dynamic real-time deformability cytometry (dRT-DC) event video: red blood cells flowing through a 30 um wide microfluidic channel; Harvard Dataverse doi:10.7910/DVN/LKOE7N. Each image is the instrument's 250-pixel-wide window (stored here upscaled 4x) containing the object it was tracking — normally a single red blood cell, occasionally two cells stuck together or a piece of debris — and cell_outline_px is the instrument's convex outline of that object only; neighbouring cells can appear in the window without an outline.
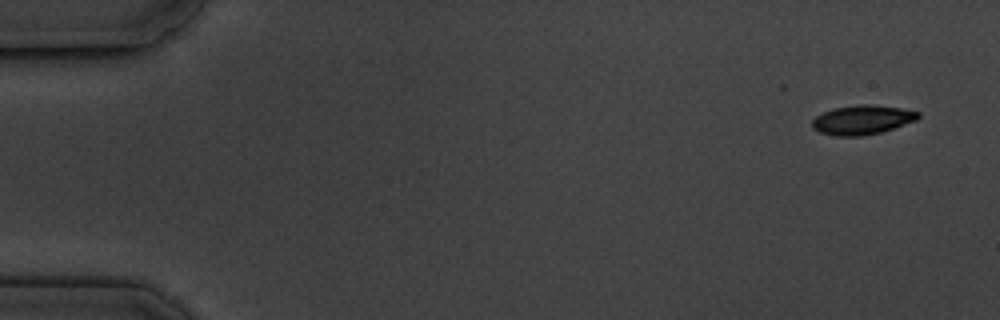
{"species": "common noctule bat (a hibernating species)", "species_latin": "Nyctalus noctula", "temperature_condition": "cold", "stored_images_in_passage": 5, "camera_frame_rate_fps": 3000, "um_per_image_px": 0.085, "animal": {"sex": "male", "body_mass_g": 19.5, "forearm_length_mm": 54.6}, "frame": {"image": 1, "passage_image": 1, "time_ms": 0.0, "image_size_px": [1000, 320], "cell_outline_px": [[920, 116], [916, 120], [880, 132], [860, 136], [836, 136], [820, 132], [812, 128], [812, 120], [816, 116], [824, 112], [836, 108], [860, 104], [872, 104], [900, 108], [920, 112]], "centroid_in_image_um": [73.28, 10.18], "position_along_channel_um": 11.7, "area_um2": 17.86}}
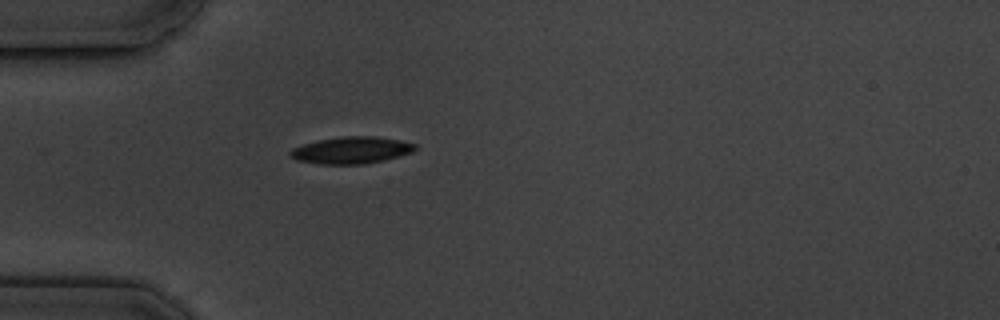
{"frame": {"image": 2, "passage_image": 5, "time_ms": 4.667, "image_size_px": [1000, 320], "cell_outline_px": [[416, 148], [412, 152], [384, 160], [364, 164], [320, 164], [296, 160], [288, 156], [288, 152], [292, 148], [316, 140], [340, 136], [376, 136], [400, 140], [416, 144]], "centroid_in_image_um": [29.82, 12.76], "position_along_channel_um": 55.2, "area_um2": 19.71}}